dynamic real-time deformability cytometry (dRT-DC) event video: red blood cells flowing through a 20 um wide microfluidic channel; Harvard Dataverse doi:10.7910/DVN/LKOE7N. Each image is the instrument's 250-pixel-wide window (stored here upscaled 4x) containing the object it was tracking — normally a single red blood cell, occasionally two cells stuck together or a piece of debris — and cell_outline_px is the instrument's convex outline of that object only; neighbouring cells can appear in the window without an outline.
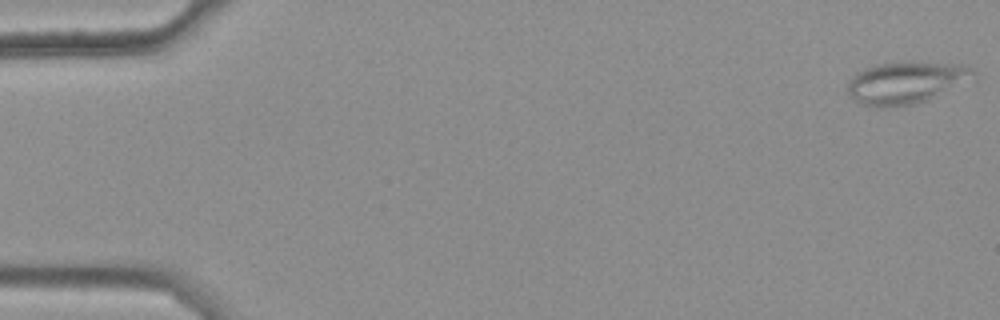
{"species": "common noctule bat (a hibernating species)", "species_latin": "Nyctalus noctula", "temperature_condition": "warm", "stored_images_in_passage": 50, "segment_of_instrument_passage": [1, 2], "camera_frame_rate_fps": 3000, "um_per_image_px": 0.085, "animal": {"sex": "female", "body_mass_g": 25.1}, "frame": {"image": 1, "passage_image": 1, "time_ms": 0.0, "image_size_px": [1000, 320], "cell_outline_px": [[976, 80], [928, 100], [916, 104], [880, 108], [860, 104], [852, 100], [848, 96], [844, 88], [848, 80], [856, 72], [864, 68], [876, 64], [964, 64], [972, 68], [976, 72]], "centroid_in_image_um": [76.99, 7.08], "position_along_channel_um": 8.0, "area_um2": 31.21}}